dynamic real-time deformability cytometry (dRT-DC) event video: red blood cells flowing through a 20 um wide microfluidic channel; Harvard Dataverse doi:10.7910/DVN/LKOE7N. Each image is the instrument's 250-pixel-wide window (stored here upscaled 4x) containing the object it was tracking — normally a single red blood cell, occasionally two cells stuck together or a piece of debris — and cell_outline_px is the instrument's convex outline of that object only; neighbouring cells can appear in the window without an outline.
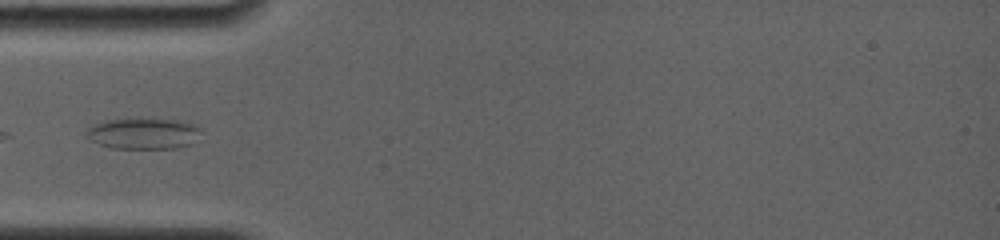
{"species": "common noctule bat (a hibernating species)", "species_latin": "Nyctalus noctula", "temperature_condition": "room temperature", "stored_images_in_passage": 3, "camera_frame_rate_fps": 4000, "um_per_image_px": 0.085, "animal": {"sex": "female", "body_mass_g": 19.0, "forearm_length_mm": 56.7}, "frame": {"image": 1, "passage_image": 1, "time_ms": 0.0, "image_size_px": [1000, 240], "cell_outline_px": [[200, 132], [192, 144], [176, 148], [112, 148], [100, 144], [84, 136], [84, 132], [92, 124], [104, 120], [140, 116], [176, 120], [200, 128]], "centroid_in_image_um": [12.1, 11.31], "position_along_channel_um": 72.9, "area_um2": 21.27}}
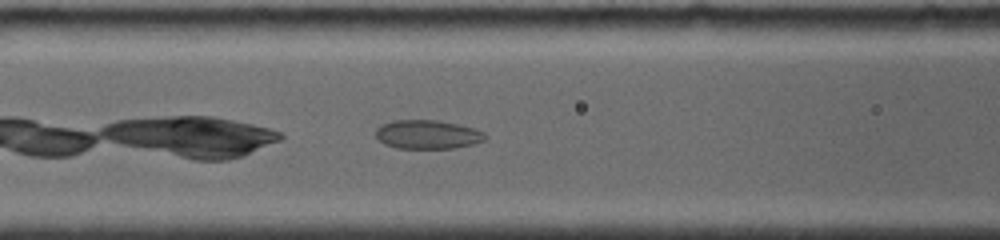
{"frame": {"image": 2, "passage_image": 3, "time_ms": 1.5, "image_size_px": [1000, 240], "cell_outline_px": [[488, 136], [484, 140], [472, 144], [456, 148], [396, 148], [384, 144], [376, 136], [376, 128], [380, 124], [392, 120], [436, 120], [456, 124], [472, 128], [484, 132]], "centroid_in_image_um": [36.31, 11.43], "position_along_channel_um": 130.3, "area_um2": 18.38}}